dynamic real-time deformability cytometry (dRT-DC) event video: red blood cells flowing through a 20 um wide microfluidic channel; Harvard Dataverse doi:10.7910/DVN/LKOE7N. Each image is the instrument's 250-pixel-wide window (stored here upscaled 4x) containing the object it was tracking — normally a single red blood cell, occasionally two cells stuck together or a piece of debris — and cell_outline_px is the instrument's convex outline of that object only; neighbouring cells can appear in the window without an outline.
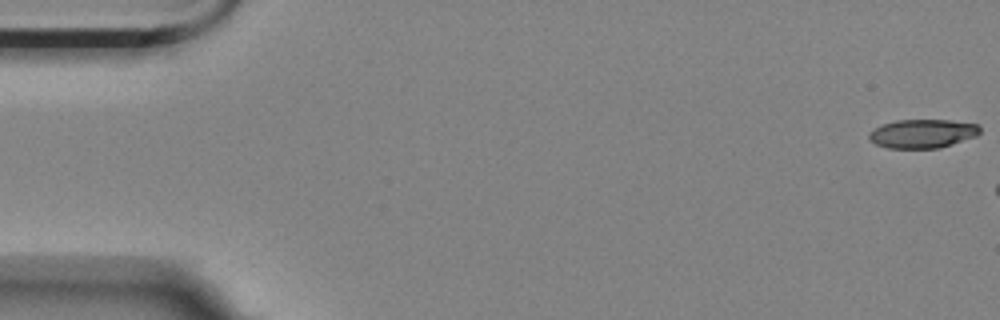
{"species": "Egyptian fruit bat (a non-hibernating species)", "species_latin": "Rousettus aegyptiacus", "temperature_condition": "room temperature", "stored_images_in_passage": 9, "camera_frame_rate_fps": 3000, "um_per_image_px": 0.085, "animal": {"sex": "female"}, "frame": {"image": 1, "passage_image": 1, "time_ms": 0.0, "image_size_px": [1000, 320], "cell_outline_px": [[980, 132], [976, 136], [940, 148], [888, 148], [876, 144], [868, 140], [868, 136], [876, 128], [884, 124], [896, 120], [948, 120], [980, 124]], "centroid_in_image_um": [78.44, 11.36], "position_along_channel_um": 6.6, "area_um2": 18.5}}